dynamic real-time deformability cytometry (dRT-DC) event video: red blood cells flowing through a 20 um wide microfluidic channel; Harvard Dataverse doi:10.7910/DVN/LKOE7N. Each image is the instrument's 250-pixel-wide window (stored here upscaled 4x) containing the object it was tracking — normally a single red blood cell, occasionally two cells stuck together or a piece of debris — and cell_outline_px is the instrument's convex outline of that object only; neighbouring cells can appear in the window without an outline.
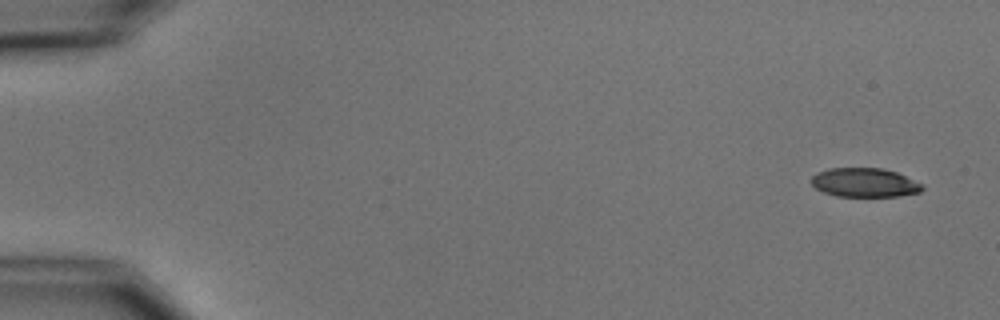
{"species": "common noctule bat (a hibernating species)", "species_latin": "Nyctalus noctula", "temperature_condition": "cold", "stored_images_in_passage": 4, "camera_frame_rate_fps": 3000, "um_per_image_px": 0.085, "animal": {"sex": "male", "body_mass_g": 15.6}, "frame": {"image": 1, "passage_image": 1, "time_ms": 0.0, "image_size_px": [1000, 320], "cell_outline_px": [[924, 188], [920, 192], [900, 196], [836, 196], [824, 192], [816, 188], [812, 184], [812, 176], [816, 172], [828, 168], [884, 168], [896, 172], [924, 184]], "centroid_in_image_um": [73.51, 15.51], "position_along_channel_um": 11.5, "area_um2": 18.84}}
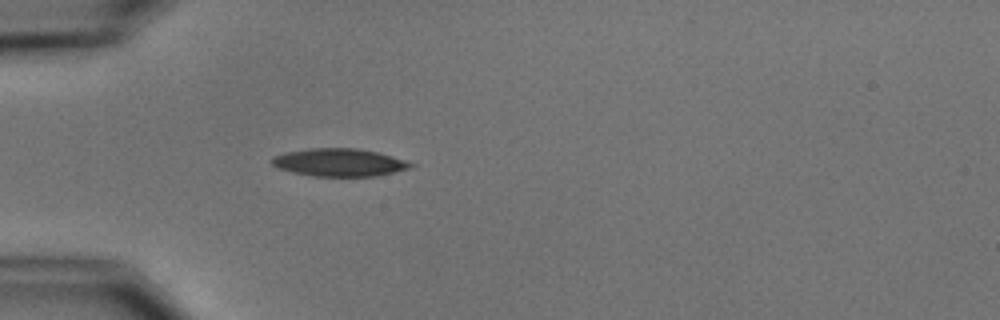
{"frame": {"image": 2, "passage_image": 4, "time_ms": 4.667, "image_size_px": [1000, 320], "cell_outline_px": [[416, 164], [412, 168], [396, 172], [376, 176], [312, 176], [292, 172], [280, 168], [272, 164], [268, 160], [272, 156], [284, 152], [312, 148], [356, 148], [376, 152], [392, 156]], "centroid_in_image_um": [28.83, 13.81], "position_along_channel_um": 56.2, "area_um2": 22.6}}